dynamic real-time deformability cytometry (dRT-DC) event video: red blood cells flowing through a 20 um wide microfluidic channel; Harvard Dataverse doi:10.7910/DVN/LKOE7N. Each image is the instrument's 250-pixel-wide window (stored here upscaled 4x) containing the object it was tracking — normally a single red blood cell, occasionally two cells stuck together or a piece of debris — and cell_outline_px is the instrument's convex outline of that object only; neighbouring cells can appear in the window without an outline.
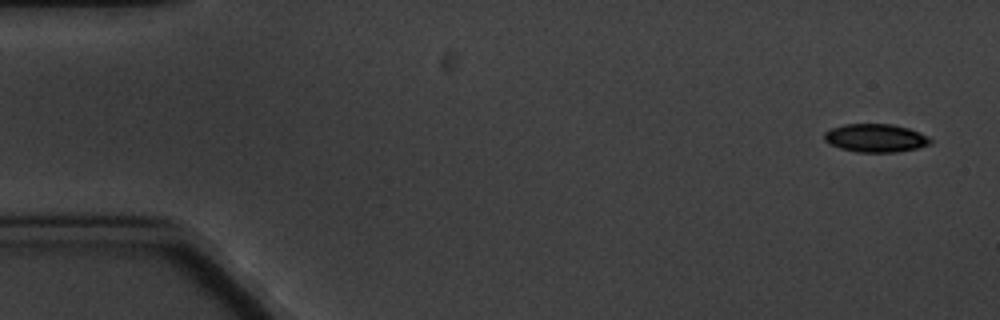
{"species": "common noctule bat (a hibernating species)", "species_latin": "Nyctalus noctula", "temperature_condition": "cold", "stored_images_in_passage": 6, "segment_of_instrument_passage": [1, 2], "camera_frame_rate_fps": 3000, "um_per_image_px": 0.085, "animal": {"sex": "male", "body_mass_g": 20.1, "forearm_length_mm": 53.5}, "frame": {"image": 1, "passage_image": 1, "time_ms": 0.0, "image_size_px": [1000, 320], "cell_outline_px": [[932, 144], [916, 148], [896, 152], [856, 152], [840, 148], [828, 144], [824, 140], [824, 132], [832, 128], [844, 124], [892, 124], [908, 128], [920, 132], [928, 136], [932, 140]], "centroid_in_image_um": [74.42, 11.73], "position_along_channel_um": 10.6, "area_um2": 17.57}}
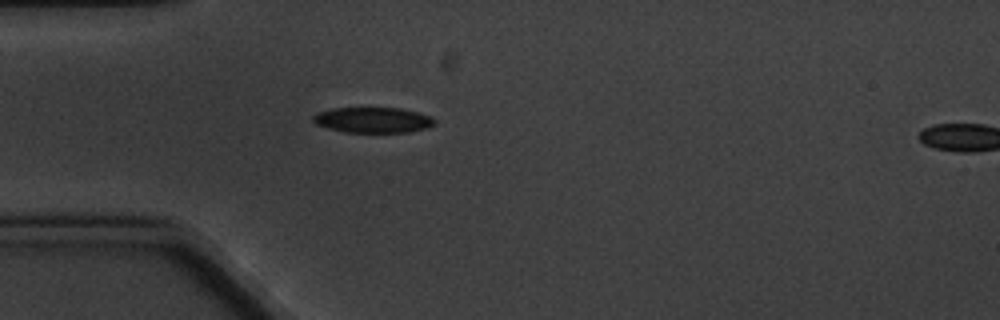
{"frame": {"image": 2, "passage_image": 5, "time_ms": 4.667, "image_size_px": [1000, 320], "cell_outline_px": [[436, 120], [432, 124], [424, 128], [408, 132], [344, 132], [328, 128], [316, 124], [312, 120], [312, 116], [316, 112], [332, 108], [400, 108], [432, 116]], "centroid_in_image_um": [31.64, 10.19], "position_along_channel_um": 53.4, "area_um2": 17.98}}